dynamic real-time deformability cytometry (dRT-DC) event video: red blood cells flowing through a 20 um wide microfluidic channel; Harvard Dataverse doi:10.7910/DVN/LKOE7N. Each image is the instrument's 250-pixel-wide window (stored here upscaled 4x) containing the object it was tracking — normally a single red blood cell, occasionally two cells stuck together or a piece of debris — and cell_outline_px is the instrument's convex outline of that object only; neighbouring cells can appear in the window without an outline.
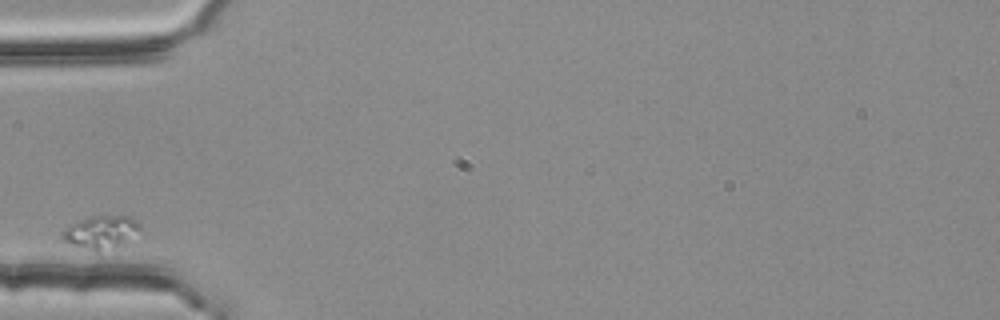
{"species": "common noctule bat (a hibernating species)", "species_latin": "Nyctalus noctula", "temperature_condition": "room temperature", "stored_images_in_passage": 5, "camera_frame_rate_fps": 3000, "um_per_image_px": 0.085, "animal": {"sex": "female", "body_mass_g": 25.1}, "frame": {"image": 1, "passage_image": 1, "time_ms": 0.0, "image_size_px": [1000, 320], "cell_outline_px": [[144, 232], [128, 244], [100, 256], [72, 244], [64, 240], [60, 236], [60, 232], [68, 224], [92, 216], [132, 216], [140, 224]], "centroid_in_image_um": [8.69, 19.82], "position_along_channel_um": 76.3, "area_um2": 16.47}}